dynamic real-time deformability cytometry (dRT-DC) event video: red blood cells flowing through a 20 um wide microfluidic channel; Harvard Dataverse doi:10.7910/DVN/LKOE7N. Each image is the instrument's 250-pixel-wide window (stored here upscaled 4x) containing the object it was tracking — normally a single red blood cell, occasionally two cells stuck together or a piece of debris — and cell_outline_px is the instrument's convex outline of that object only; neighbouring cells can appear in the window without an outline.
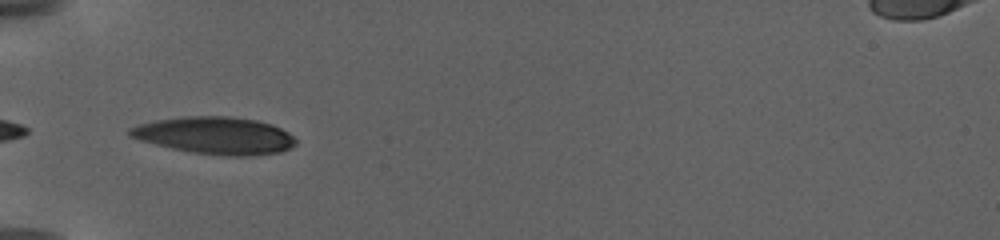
{"species": "human", "species_latin": "Homo sapiens", "temperature_condition": "warm", "stored_images_in_passage": 41, "camera_frame_rate_fps": 3000, "um_per_image_px": 0.085, "donor": {"sex": "female"}, "frame": {"image": 1, "passage_image": 1, "time_ms": 0.0, "image_size_px": [1000, 240], "cell_outline_px": [[296, 144], [292, 148], [280, 152], [252, 156], [224, 156], [192, 152], [172, 148], [140, 140], [128, 136], [128, 128], [140, 124], [156, 120], [180, 116], [228, 116], [256, 120], [272, 124], [288, 132], [296, 140]], "centroid_in_image_um": [18.3, 11.52], "position_along_channel_um": 66.7, "area_um2": 36.13}}
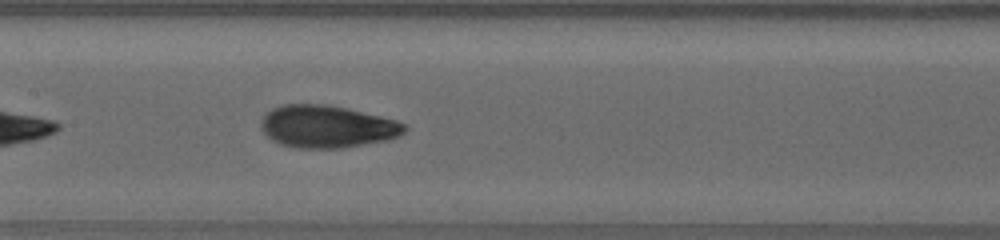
{"frame": {"image": 2, "passage_image": 16, "time_ms": 4.0, "image_size_px": [1000, 240], "cell_outline_px": [[408, 128], [400, 136], [388, 140], [340, 148], [296, 148], [280, 144], [272, 140], [260, 128], [260, 120], [272, 108], [284, 104], [324, 104], [344, 108], [380, 116], [396, 120], [408, 124]], "centroid_in_image_um": [27.8, 10.76], "position_along_channel_um": 179.6, "area_um2": 35.49}}
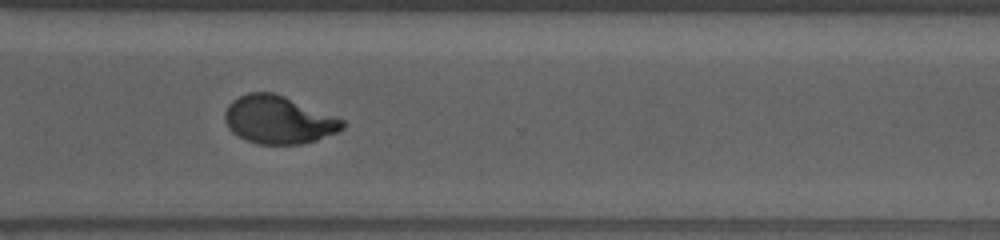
{"frame": {"image": 3, "passage_image": 33, "time_ms": 9.667, "image_size_px": [1000, 240], "cell_outline_px": [[348, 124], [344, 128], [336, 132], [316, 140], [300, 144], [260, 144], [244, 140], [232, 132], [228, 128], [224, 120], [224, 112], [228, 104], [232, 100], [248, 92], [272, 92], [284, 96], [344, 120]], "centroid_in_image_um": [23.64, 10.19], "position_along_channel_um": 347.0, "area_um2": 32.77}, "authors_computed_cell_mechanics": {"area_um2": 35.0268, "velocity_mm_per_s": 2.96, "shape_relaxation_time_tau1_ms": 5.6846, "shape_relaxation_time_tau2_ms": 0.9186, "deformation_change_tau1": 0.2218, "deformation_change_tau2": 0.061}}